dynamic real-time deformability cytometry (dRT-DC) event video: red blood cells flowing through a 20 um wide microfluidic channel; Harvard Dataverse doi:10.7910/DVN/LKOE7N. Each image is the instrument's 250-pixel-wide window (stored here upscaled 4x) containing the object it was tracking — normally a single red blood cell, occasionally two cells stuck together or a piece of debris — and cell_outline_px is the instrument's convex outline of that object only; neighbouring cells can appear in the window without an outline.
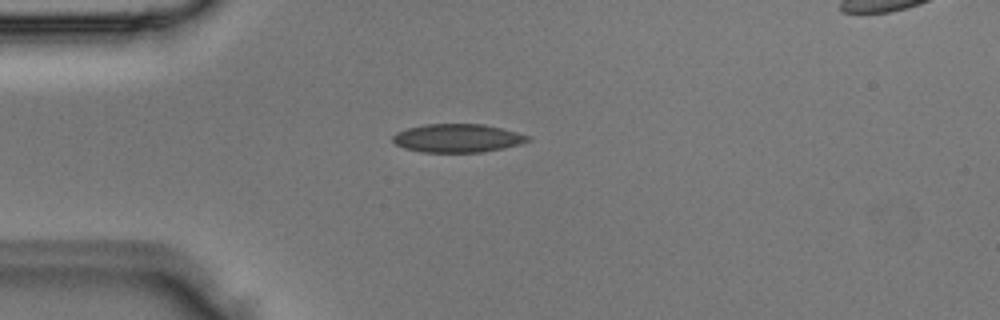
{"species": "Egyptian fruit bat (a non-hibernating species)", "species_latin": "Rousettus aegyptiacus", "temperature_condition": "room temperature", "stored_images_in_passage": 2, "camera_frame_rate_fps": 3000, "um_per_image_px": 0.085, "animal": {"sex": "male"}, "frame": {"image": 1, "passage_image": 2, "time_ms": 0.333, "image_size_px": [1000, 320], "cell_outline_px": [[532, 140], [520, 144], [504, 148], [484, 152], [420, 152], [404, 148], [396, 144], [392, 140], [392, 136], [396, 132], [408, 128], [424, 124], [484, 124], [532, 136]], "centroid_in_image_um": [38.9, 11.74], "position_along_channel_um": 46.1, "area_um2": 22.48}}